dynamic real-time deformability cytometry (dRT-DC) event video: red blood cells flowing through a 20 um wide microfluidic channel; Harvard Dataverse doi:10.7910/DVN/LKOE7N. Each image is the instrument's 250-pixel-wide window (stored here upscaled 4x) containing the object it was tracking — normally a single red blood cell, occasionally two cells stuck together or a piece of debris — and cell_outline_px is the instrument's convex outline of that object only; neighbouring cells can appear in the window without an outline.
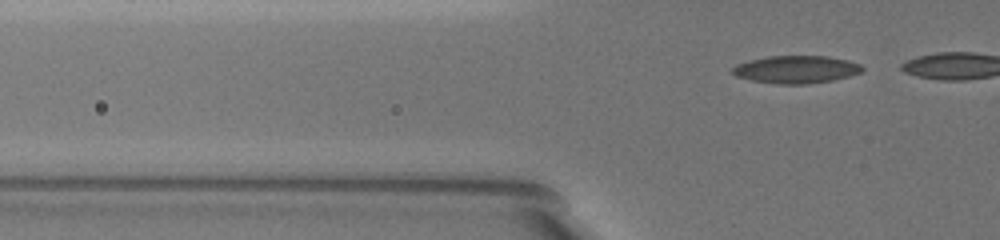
{"species": "common noctule bat (a hibernating species)", "species_latin": "Nyctalus noctula", "temperature_condition": "warm", "stored_images_in_passage": 4, "camera_frame_rate_fps": 3000, "um_per_image_px": 0.085, "animal": {"sex": "female", "body_mass_g": 19.5, "forearm_length_mm": 54.1}, "frame": {"image": 1, "passage_image": 2, "time_ms": 0.333, "image_size_px": [1000, 240], "cell_outline_px": [[864, 68], [860, 72], [848, 76], [832, 80], [804, 84], [776, 84], [752, 80], [736, 76], [732, 72], [732, 68], [736, 64], [748, 60], [768, 56], [828, 56], [848, 60], [860, 64]], "centroid_in_image_um": [67.65, 5.89], "position_along_channel_um": 58.2, "area_um2": 20.81}}